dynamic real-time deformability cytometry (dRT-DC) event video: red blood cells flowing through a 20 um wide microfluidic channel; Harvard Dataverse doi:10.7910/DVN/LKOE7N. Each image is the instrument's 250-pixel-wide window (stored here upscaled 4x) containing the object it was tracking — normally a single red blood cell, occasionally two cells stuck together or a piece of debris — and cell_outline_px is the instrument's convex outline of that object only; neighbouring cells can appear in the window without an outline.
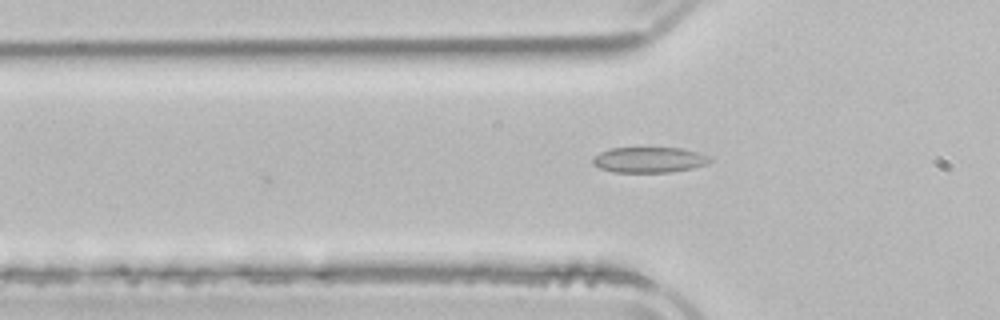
{"species": "common noctule bat (a hibernating species)", "species_latin": "Nyctalus noctula", "temperature_condition": "room temperature", "stored_images_in_passage": 3, "camera_frame_rate_fps": 3000, "um_per_image_px": 0.085, "animal": {"sex": "male", "body_mass_g": 21.5, "forearm_length_mm": 52.0}, "frame": {"image": 1, "passage_image": 3, "time_ms": 2.333, "image_size_px": [1000, 320], "cell_outline_px": [[712, 160], [708, 164], [692, 168], [672, 172], [612, 172], [600, 168], [592, 164], [592, 156], [608, 148], [680, 148], [700, 152], [708, 156]], "centroid_in_image_um": [55.16, 13.58], "position_along_channel_um": 70.6, "area_um2": 17.63}}